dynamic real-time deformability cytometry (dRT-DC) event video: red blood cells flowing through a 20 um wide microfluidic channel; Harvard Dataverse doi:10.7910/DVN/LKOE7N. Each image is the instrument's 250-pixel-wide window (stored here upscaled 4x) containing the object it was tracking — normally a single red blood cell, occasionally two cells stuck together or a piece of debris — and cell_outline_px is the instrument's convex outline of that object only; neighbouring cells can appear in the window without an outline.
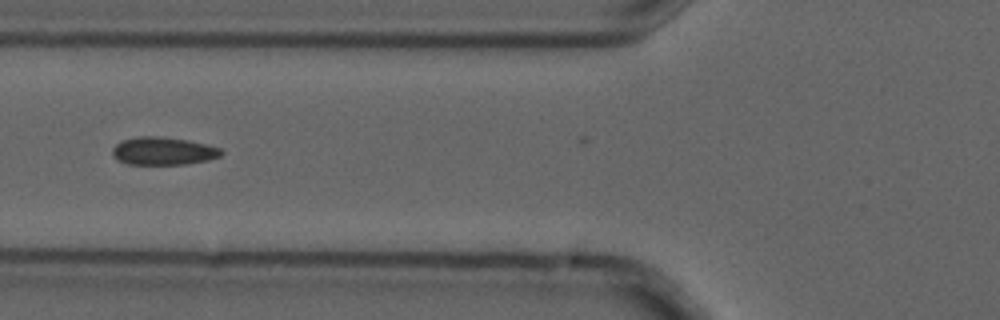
{"species": "common noctule bat (a hibernating species)", "species_latin": "Nyctalus noctula", "temperature_condition": "cold", "stored_images_in_passage": 5, "camera_frame_rate_fps": 3000, "um_per_image_px": 0.085, "animal": {"sex": "male", "forearm_length_mm": 52.5}, "frame": {"image": 1, "passage_image": 3, "time_ms": 0.667, "image_size_px": [1000, 320], "cell_outline_px": [[224, 152], [220, 156], [208, 160], [184, 164], [128, 164], [116, 160], [112, 156], [112, 148], [120, 140], [136, 136], [156, 136], [188, 140], [220, 148]], "centroid_in_image_um": [13.82, 12.83], "position_along_channel_um": 112.0, "area_um2": 17.74}}
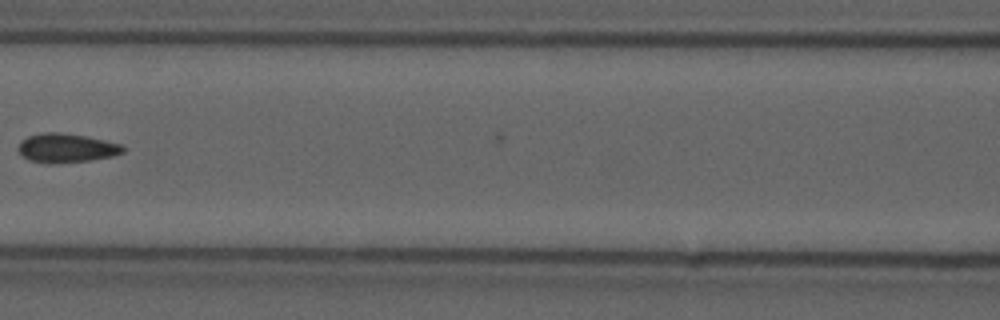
{"frame": {"image": 2, "passage_image": 4, "time_ms": 1.0, "image_size_px": [1000, 320], "cell_outline_px": [[124, 152], [112, 156], [92, 160], [52, 164], [28, 160], [20, 152], [20, 144], [28, 136], [44, 132], [56, 132], [84, 136], [120, 144], [124, 148]], "centroid_in_image_um": [5.66, 12.59], "position_along_channel_um": 160.9, "area_um2": 17.34}}